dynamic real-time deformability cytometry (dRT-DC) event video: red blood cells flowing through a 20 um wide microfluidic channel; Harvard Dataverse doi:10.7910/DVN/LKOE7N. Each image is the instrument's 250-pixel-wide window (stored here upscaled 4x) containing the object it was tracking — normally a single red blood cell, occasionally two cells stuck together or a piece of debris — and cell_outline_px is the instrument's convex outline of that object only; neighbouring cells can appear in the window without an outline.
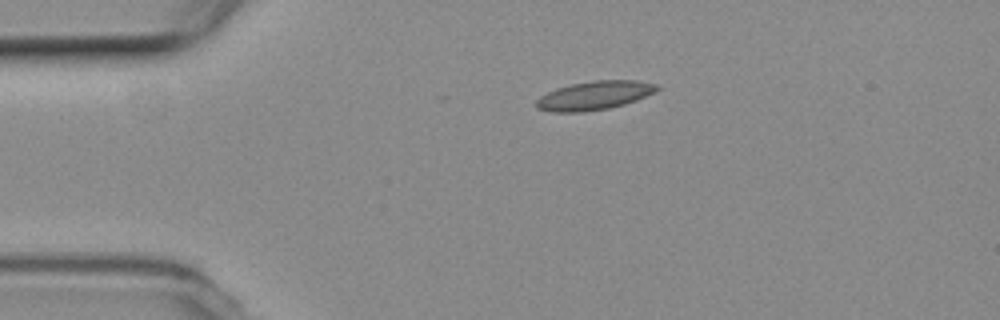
{"species": "common noctule bat (a hibernating species)", "species_latin": "Nyctalus noctula", "temperature_condition": "room temperature", "stored_images_in_passage": 12, "camera_frame_rate_fps": 3000, "um_per_image_px": 0.085, "animal": {"sex": "female", "body_mass_g": 19.3, "forearm_length_mm": 54.1}, "frame": {"image": 1, "passage_image": 1, "time_ms": 0.0, "image_size_px": [1000, 320], "cell_outline_px": [[660, 88], [656, 92], [636, 100], [624, 104], [608, 108], [584, 112], [552, 112], [536, 108], [536, 100], [540, 96], [556, 88], [572, 84], [592, 80], [636, 80], [660, 84]], "centroid_in_image_um": [50.55, 8.11], "position_along_channel_um": 34.4, "area_um2": 20.35}}
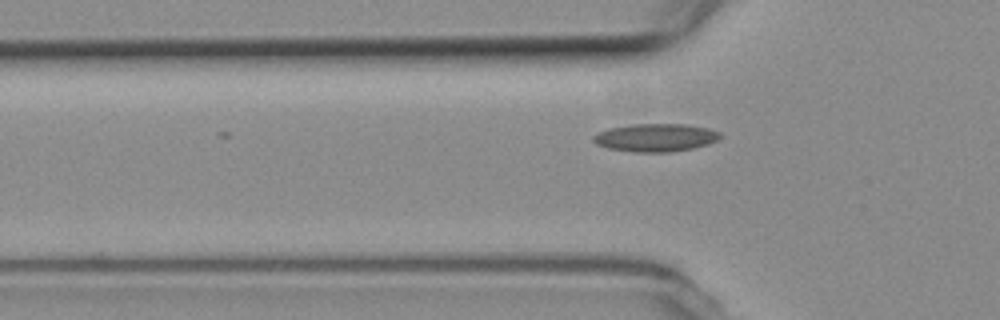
{"frame": {"image": 2, "passage_image": 7, "time_ms": 2.0, "image_size_px": [1000, 320], "cell_outline_px": [[720, 136], [716, 140], [708, 144], [692, 148], [668, 152], [636, 152], [608, 148], [596, 144], [592, 140], [592, 136], [608, 128], [632, 124], [688, 124], [708, 128], [720, 132]], "centroid_in_image_um": [55.71, 11.69], "position_along_channel_um": 70.1, "area_um2": 20.58}}
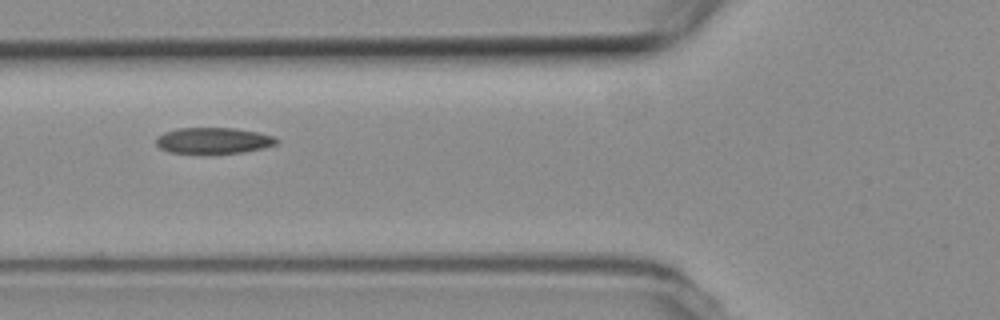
{"frame": {"image": 3, "passage_image": 10, "time_ms": 3.0, "image_size_px": [1000, 320], "cell_outline_px": [[280, 140], [276, 144], [264, 148], [244, 152], [168, 152], [160, 148], [156, 144], [156, 136], [164, 132], [176, 128], [232, 128], [256, 132], [276, 136]], "centroid_in_image_um": [18.15, 11.93], "position_along_channel_um": 107.6, "area_um2": 18.09}}